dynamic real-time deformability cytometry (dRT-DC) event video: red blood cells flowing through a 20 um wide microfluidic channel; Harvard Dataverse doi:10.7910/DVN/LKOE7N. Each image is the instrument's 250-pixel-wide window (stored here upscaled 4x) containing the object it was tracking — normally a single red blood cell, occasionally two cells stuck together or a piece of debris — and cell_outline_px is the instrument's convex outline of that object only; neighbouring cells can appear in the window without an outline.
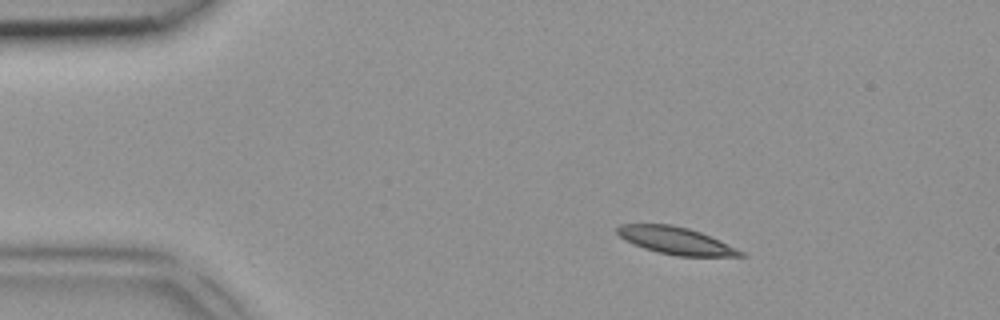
{"species": "common noctule bat (a hibernating species)", "species_latin": "Nyctalus noctula", "temperature_condition": "room temperature", "stored_images_in_passage": 3, "camera_frame_rate_fps": 3000, "um_per_image_px": 0.085, "animal": {"sex": "female", "body_mass_g": 18.4}, "frame": {"image": 1, "passage_image": 1, "time_ms": 0.0, "image_size_px": [1000, 320], "cell_outline_px": [[748, 256], [676, 256], [656, 252], [632, 244], [624, 240], [616, 232], [616, 228], [620, 224], [672, 224], [688, 228], [700, 232], [720, 240], [744, 252]], "centroid_in_image_um": [57.42, 20.45], "position_along_channel_um": 27.6, "area_um2": 19.65}}
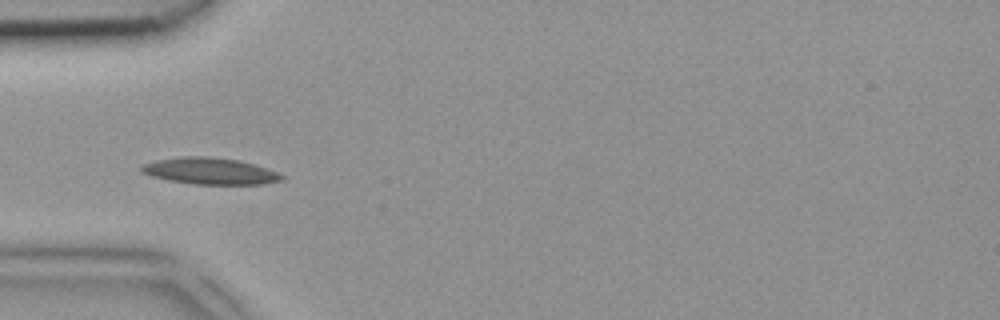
{"frame": {"image": 2, "passage_image": 3, "time_ms": 0.667, "image_size_px": [1000, 320], "cell_outline_px": [[284, 180], [264, 184], [192, 184], [168, 180], [152, 176], [140, 172], [140, 164], [156, 160], [188, 156], [208, 156], [236, 160], [252, 164], [276, 172], [284, 176]], "centroid_in_image_um": [17.8, 14.54], "position_along_channel_um": 67.2, "area_um2": 21.56}}